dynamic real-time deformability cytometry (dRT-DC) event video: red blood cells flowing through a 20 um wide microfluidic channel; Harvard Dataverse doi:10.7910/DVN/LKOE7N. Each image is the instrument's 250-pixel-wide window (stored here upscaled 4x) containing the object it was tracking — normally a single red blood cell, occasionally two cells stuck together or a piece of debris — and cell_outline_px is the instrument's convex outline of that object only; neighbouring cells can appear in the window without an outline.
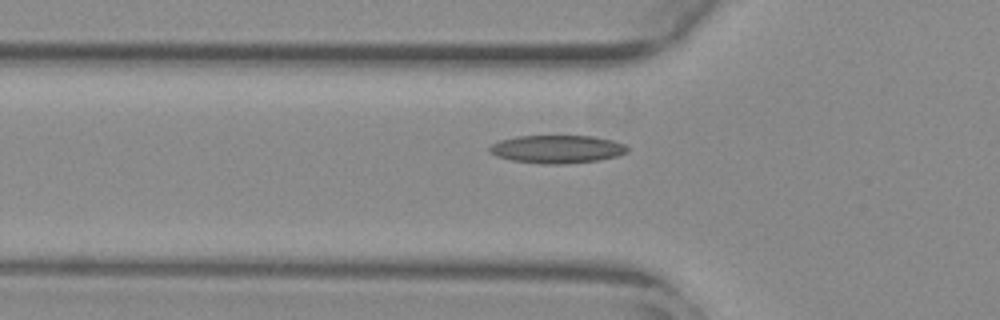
{"species": "common noctule bat (a hibernating species)", "species_latin": "Nyctalus noctula", "temperature_condition": "warm", "stored_images_in_passage": 35, "camera_frame_rate_fps": 3000, "um_per_image_px": 0.085, "animal": {"sex": "female", "body_mass_g": 29.2, "forearm_length_mm": 56.3}, "frame": {"image": 1, "passage_image": 2, "time_ms": 0.333, "image_size_px": [1000, 320], "cell_outline_px": [[628, 152], [616, 156], [600, 160], [564, 164], [540, 164], [512, 160], [496, 156], [488, 152], [488, 148], [492, 144], [500, 140], [516, 136], [592, 136], [612, 140], [624, 144], [628, 148]], "centroid_in_image_um": [47.33, 12.68], "position_along_channel_um": 78.5, "area_um2": 22.6}}
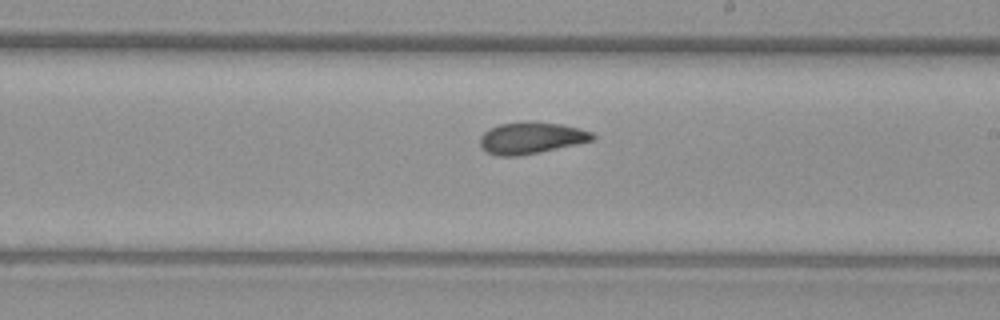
{"frame": {"image": 2, "passage_image": 15, "time_ms": 4.667, "image_size_px": [1000, 320], "cell_outline_px": [[596, 140], [540, 152], [520, 156], [500, 156], [484, 152], [480, 144], [480, 136], [488, 128], [500, 124], [560, 124], [580, 128], [592, 132], [596, 136]], "centroid_in_image_um": [45.16, 11.77], "position_along_channel_um": 243.8, "area_um2": 20.29}}
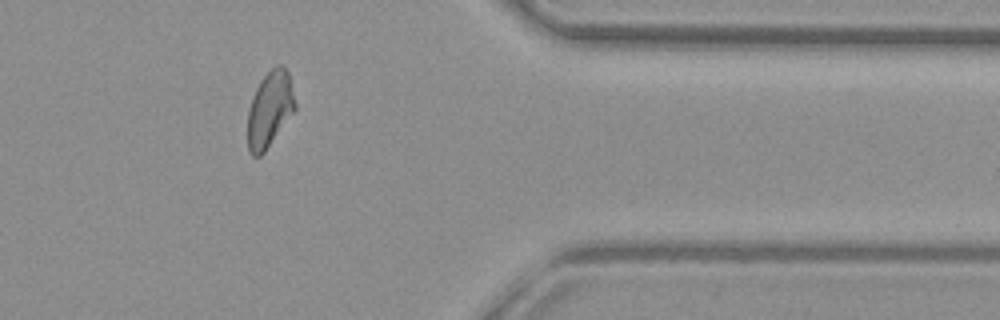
{"frame": {"image": 3, "passage_image": 28, "time_ms": 9.0, "image_size_px": [1000, 320], "cell_outline_px": [[296, 108], [264, 152], [260, 156], [252, 156], [248, 152], [248, 108], [256, 88], [260, 80], [276, 64], [284, 64], [288, 72], [296, 104]], "centroid_in_image_um": [22.92, 9.27], "position_along_channel_um": 388.5, "area_um2": 20.81}, "authors_computed_cell_mechanics": {"area_um2": 20.808, "velocity_mm_per_s": 3.8035, "shape_relaxation_time_tau1_ms": 10.966, "shape_relaxation_time_tau2_ms": 2.5677, "deformation_change_tau1": 0.2452, "deformation_change_tau2": 0.0831}}